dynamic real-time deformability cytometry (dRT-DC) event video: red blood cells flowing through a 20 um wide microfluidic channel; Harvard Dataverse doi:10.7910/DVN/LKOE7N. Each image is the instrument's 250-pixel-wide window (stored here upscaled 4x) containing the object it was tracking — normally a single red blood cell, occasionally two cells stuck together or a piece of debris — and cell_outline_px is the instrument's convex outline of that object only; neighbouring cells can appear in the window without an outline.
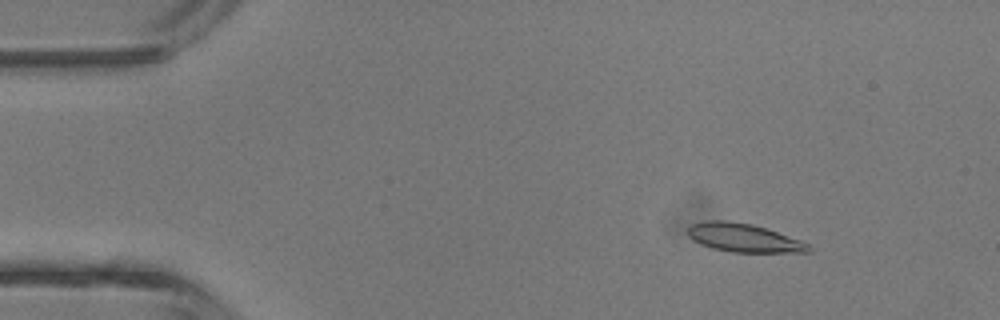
{"species": "common noctule bat (a hibernating species)", "species_latin": "Nyctalus noctula", "temperature_condition": "room temperature", "stored_images_in_passage": 3, "camera_frame_rate_fps": 3000, "um_per_image_px": 0.085, "animal": {"sex": "male", "body_mass_g": 13.3}, "frame": {"image": 1, "passage_image": 1, "time_ms": 0.0, "image_size_px": [1000, 320], "cell_outline_px": [[812, 252], [732, 252], [712, 248], [700, 244], [692, 240], [688, 236], [688, 228], [692, 224], [704, 220], [728, 220], [752, 224], [800, 240], [808, 244], [812, 248]], "centroid_in_image_um": [63.18, 20.21], "position_along_channel_um": 21.8, "area_um2": 20.0}}